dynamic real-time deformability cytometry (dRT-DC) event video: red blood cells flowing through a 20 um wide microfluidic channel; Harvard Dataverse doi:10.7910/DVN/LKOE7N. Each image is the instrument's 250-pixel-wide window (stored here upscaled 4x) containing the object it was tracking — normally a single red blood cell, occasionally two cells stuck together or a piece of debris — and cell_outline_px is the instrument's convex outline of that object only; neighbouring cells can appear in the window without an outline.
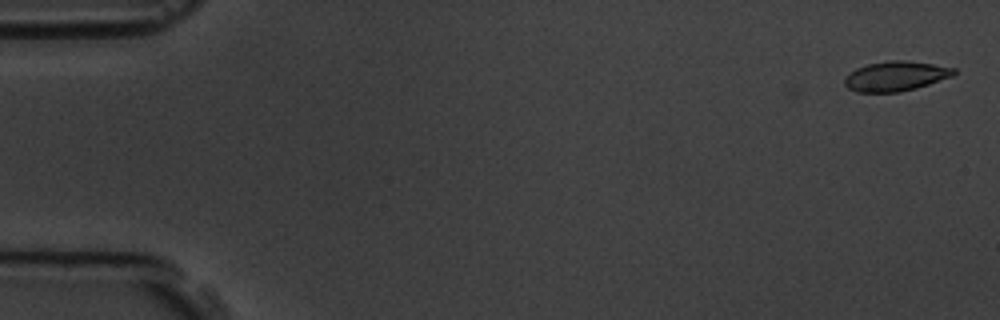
{"species": "common noctule bat (a hibernating species)", "species_latin": "Nyctalus noctula", "temperature_condition": "room temperature", "stored_images_in_passage": 5, "camera_frame_rate_fps": 3000, "um_per_image_px": 0.085, "animal": {"sex": "male", "body_mass_g": 19.5, "forearm_length_mm": 54.6}, "frame": {"image": 1, "passage_image": 1, "time_ms": 0.0, "image_size_px": [1000, 320], "cell_outline_px": [[956, 72], [952, 76], [916, 88], [900, 92], [856, 92], [848, 88], [844, 84], [844, 80], [856, 68], [868, 64], [892, 60], [904, 60], [932, 64], [956, 68]], "centroid_in_image_um": [76.14, 6.48], "position_along_channel_um": 8.9, "area_um2": 18.73}}
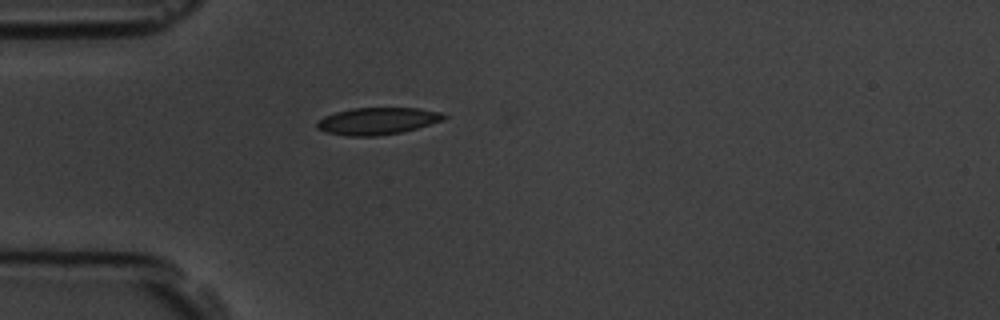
{"frame": {"image": 2, "passage_image": 5, "time_ms": 4.667, "image_size_px": [1000, 320], "cell_outline_px": [[448, 116], [440, 120], [416, 128], [400, 132], [376, 136], [348, 136], [328, 132], [316, 128], [316, 124], [324, 116], [336, 112], [352, 108], [420, 108], [440, 112]], "centroid_in_image_um": [32.05, 10.28], "position_along_channel_um": 52.9, "area_um2": 19.65}}